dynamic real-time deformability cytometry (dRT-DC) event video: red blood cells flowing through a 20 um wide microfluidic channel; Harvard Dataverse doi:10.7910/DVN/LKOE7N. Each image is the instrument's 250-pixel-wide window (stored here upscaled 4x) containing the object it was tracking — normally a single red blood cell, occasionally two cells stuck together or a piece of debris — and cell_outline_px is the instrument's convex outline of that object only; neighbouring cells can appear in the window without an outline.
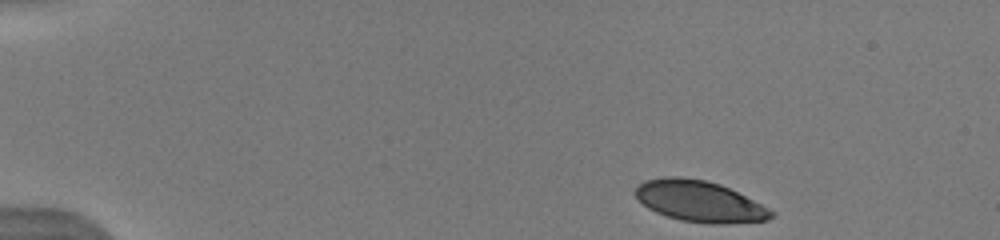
{"species": "human", "species_latin": "Homo sapiens", "temperature_condition": "warm", "stored_images_in_passage": 32, "camera_frame_rate_fps": 3000, "um_per_image_px": 0.085, "donor": {"sex": "male"}, "frame": {"image": 1, "passage_image": 1, "time_ms": 0.0, "image_size_px": [1000, 240], "cell_outline_px": [[776, 212], [768, 220], [724, 224], [708, 224], [680, 220], [656, 212], [648, 208], [636, 196], [636, 188], [644, 180], [664, 176], [680, 176], [708, 180], [720, 184]], "centroid_in_image_um": [59.45, 17.11], "position_along_channel_um": 25.5, "area_um2": 32.37}}
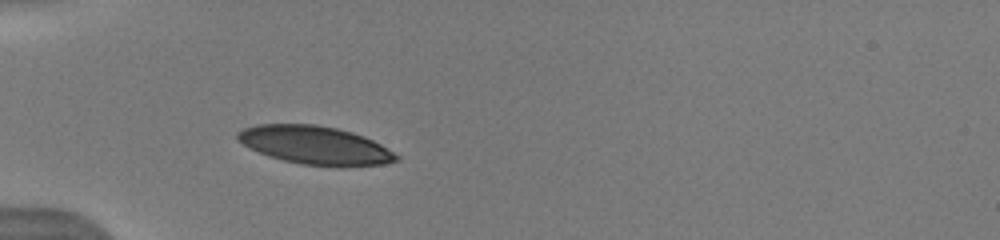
{"frame": {"image": 2, "passage_image": 5, "time_ms": 3.0, "image_size_px": [1000, 240], "cell_outline_px": [[400, 160], [384, 164], [300, 164], [268, 156], [236, 140], [236, 132], [244, 128], [256, 124], [316, 124], [336, 128], [352, 132], [364, 136], [380, 144], [400, 156]], "centroid_in_image_um": [26.74, 12.3], "position_along_channel_um": 58.3, "area_um2": 34.56}}
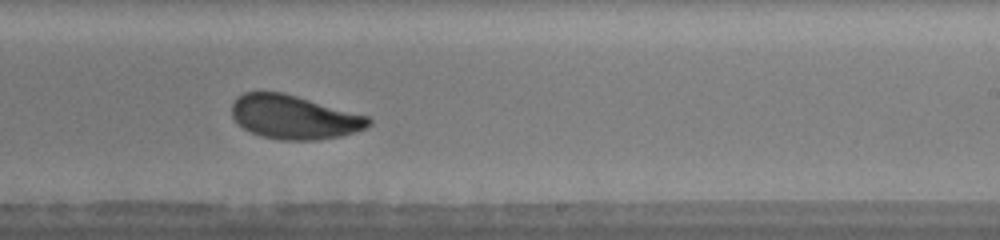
{"frame": {"image": 3, "passage_image": 19, "time_ms": 8.333, "image_size_px": [1000, 240], "cell_outline_px": [[372, 124], [364, 128], [340, 136], [320, 140], [280, 140], [260, 136], [244, 128], [232, 116], [232, 104], [236, 96], [244, 92], [284, 92], [368, 116], [372, 120]], "centroid_in_image_um": [24.99, 9.95], "position_along_channel_um": 264.0, "area_um2": 34.91}, "authors_computed_cell_mechanics": {"area_um2": 35.1135, "velocity_mm_per_s": 4.0887, "shape_relaxation_time_tau1_ms": 2.9488, "shape_relaxation_time_tau2_ms": 1.1393, "deformation_change_tau1": 0.1386, "deformation_change_tau2": 0.0653}}